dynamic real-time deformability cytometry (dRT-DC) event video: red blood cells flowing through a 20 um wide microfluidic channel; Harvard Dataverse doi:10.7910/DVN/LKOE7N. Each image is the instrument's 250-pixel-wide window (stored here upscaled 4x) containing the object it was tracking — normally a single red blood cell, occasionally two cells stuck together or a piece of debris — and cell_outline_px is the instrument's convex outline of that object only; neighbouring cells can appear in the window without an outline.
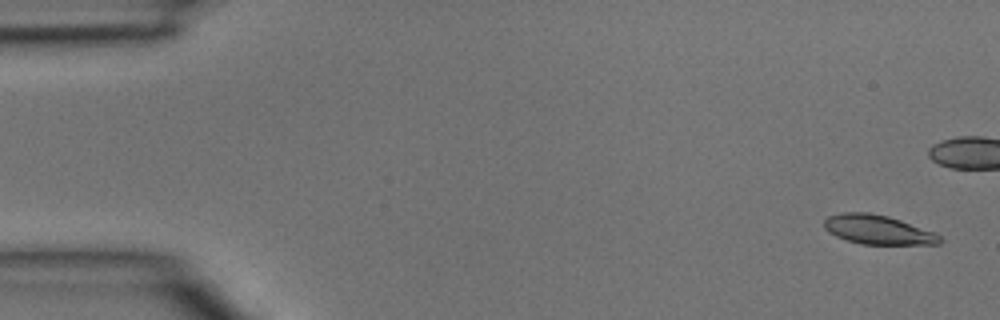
{"species": "common noctule bat (a hibernating species)", "species_latin": "Nyctalus noctula", "temperature_condition": "room temperature", "stored_images_in_passage": 4, "camera_frame_rate_fps": 3000, "um_per_image_px": 0.085, "animal": {"sex": "male", "body_mass_g": 15.6}, "frame": {"image": 1, "passage_image": 1, "time_ms": 0.0, "image_size_px": [1000, 320], "cell_outline_px": [[944, 240], [940, 244], [860, 244], [836, 236], [828, 232], [824, 228], [824, 220], [828, 216], [844, 212], [868, 212], [888, 216], [936, 232]], "centroid_in_image_um": [74.64, 19.52], "position_along_channel_um": 10.4, "area_um2": 19.77}}
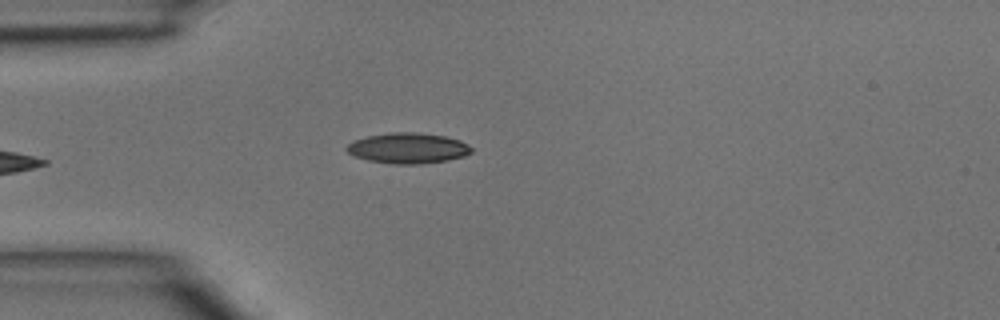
{"frame": {"image": 2, "passage_image": 4, "time_ms": 1.0, "image_size_px": [1000, 320], "cell_outline_px": [[472, 152], [464, 156], [448, 160], [420, 164], [392, 164], [368, 160], [356, 156], [348, 152], [344, 148], [352, 140], [368, 136], [392, 132], [416, 132], [444, 136], [460, 140], [468, 144], [472, 148]], "centroid_in_image_um": [34.68, 12.59], "position_along_channel_um": 50.3, "area_um2": 22.25}}